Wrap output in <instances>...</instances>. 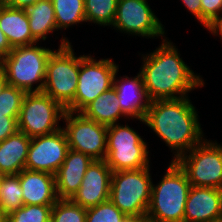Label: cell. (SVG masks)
<instances>
[{"label": "cell", "instance_id": "6da1fadb", "mask_svg": "<svg viewBox=\"0 0 222 222\" xmlns=\"http://www.w3.org/2000/svg\"><path fill=\"white\" fill-rule=\"evenodd\" d=\"M173 43L167 37L155 50L140 56L139 71L150 101L180 99L205 86L206 80L184 62Z\"/></svg>", "mask_w": 222, "mask_h": 222}, {"label": "cell", "instance_id": "7a4b0ae2", "mask_svg": "<svg viewBox=\"0 0 222 222\" xmlns=\"http://www.w3.org/2000/svg\"><path fill=\"white\" fill-rule=\"evenodd\" d=\"M200 117L189 96L150 101L142 124L171 149L172 161L200 144L206 137ZM174 155V156H173Z\"/></svg>", "mask_w": 222, "mask_h": 222}, {"label": "cell", "instance_id": "3957f363", "mask_svg": "<svg viewBox=\"0 0 222 222\" xmlns=\"http://www.w3.org/2000/svg\"><path fill=\"white\" fill-rule=\"evenodd\" d=\"M157 184L152 182L145 219L151 222H183L191 183L176 161H170Z\"/></svg>", "mask_w": 222, "mask_h": 222}, {"label": "cell", "instance_id": "277c9868", "mask_svg": "<svg viewBox=\"0 0 222 222\" xmlns=\"http://www.w3.org/2000/svg\"><path fill=\"white\" fill-rule=\"evenodd\" d=\"M41 44L37 42L13 47L9 54L0 60V67L6 74L8 85L25 92H42L47 62L56 49L46 48Z\"/></svg>", "mask_w": 222, "mask_h": 222}, {"label": "cell", "instance_id": "5b68a950", "mask_svg": "<svg viewBox=\"0 0 222 222\" xmlns=\"http://www.w3.org/2000/svg\"><path fill=\"white\" fill-rule=\"evenodd\" d=\"M63 36L58 49L48 59L42 92L66 109L74 101L76 94L80 56H76L70 39L64 34Z\"/></svg>", "mask_w": 222, "mask_h": 222}, {"label": "cell", "instance_id": "8992f818", "mask_svg": "<svg viewBox=\"0 0 222 222\" xmlns=\"http://www.w3.org/2000/svg\"><path fill=\"white\" fill-rule=\"evenodd\" d=\"M151 166L112 172L110 201L128 217L145 218L151 198Z\"/></svg>", "mask_w": 222, "mask_h": 222}, {"label": "cell", "instance_id": "52a82bcc", "mask_svg": "<svg viewBox=\"0 0 222 222\" xmlns=\"http://www.w3.org/2000/svg\"><path fill=\"white\" fill-rule=\"evenodd\" d=\"M148 142L136 129L116 123L107 126V150L105 161L112 172L136 170L151 166Z\"/></svg>", "mask_w": 222, "mask_h": 222}, {"label": "cell", "instance_id": "ba28073f", "mask_svg": "<svg viewBox=\"0 0 222 222\" xmlns=\"http://www.w3.org/2000/svg\"><path fill=\"white\" fill-rule=\"evenodd\" d=\"M88 53L80 55V71L74 101L66 111L80 113L101 93L113 87L115 73L119 69L113 59L100 58Z\"/></svg>", "mask_w": 222, "mask_h": 222}, {"label": "cell", "instance_id": "9c48e42d", "mask_svg": "<svg viewBox=\"0 0 222 222\" xmlns=\"http://www.w3.org/2000/svg\"><path fill=\"white\" fill-rule=\"evenodd\" d=\"M66 109L44 92H26L17 119L18 131L30 138L54 133Z\"/></svg>", "mask_w": 222, "mask_h": 222}, {"label": "cell", "instance_id": "30bf717a", "mask_svg": "<svg viewBox=\"0 0 222 222\" xmlns=\"http://www.w3.org/2000/svg\"><path fill=\"white\" fill-rule=\"evenodd\" d=\"M176 162L185 171L191 185L222 188V143L205 138Z\"/></svg>", "mask_w": 222, "mask_h": 222}, {"label": "cell", "instance_id": "8fae6325", "mask_svg": "<svg viewBox=\"0 0 222 222\" xmlns=\"http://www.w3.org/2000/svg\"><path fill=\"white\" fill-rule=\"evenodd\" d=\"M150 6L148 0H118L116 17L111 29L133 38L138 36L164 40L167 38L165 26Z\"/></svg>", "mask_w": 222, "mask_h": 222}, {"label": "cell", "instance_id": "7c38bea8", "mask_svg": "<svg viewBox=\"0 0 222 222\" xmlns=\"http://www.w3.org/2000/svg\"><path fill=\"white\" fill-rule=\"evenodd\" d=\"M62 122L69 149L85 153L93 160L105 159L107 126L71 111L65 112Z\"/></svg>", "mask_w": 222, "mask_h": 222}, {"label": "cell", "instance_id": "4fadbf2b", "mask_svg": "<svg viewBox=\"0 0 222 222\" xmlns=\"http://www.w3.org/2000/svg\"><path fill=\"white\" fill-rule=\"evenodd\" d=\"M69 144L63 129L31 138L25 169L55 175L63 164Z\"/></svg>", "mask_w": 222, "mask_h": 222}, {"label": "cell", "instance_id": "5bb4252c", "mask_svg": "<svg viewBox=\"0 0 222 222\" xmlns=\"http://www.w3.org/2000/svg\"><path fill=\"white\" fill-rule=\"evenodd\" d=\"M111 175L112 170L105 159L93 160L71 200L86 209L109 200Z\"/></svg>", "mask_w": 222, "mask_h": 222}, {"label": "cell", "instance_id": "9a60e30c", "mask_svg": "<svg viewBox=\"0 0 222 222\" xmlns=\"http://www.w3.org/2000/svg\"><path fill=\"white\" fill-rule=\"evenodd\" d=\"M115 73L113 88L119 99L122 112L129 118L142 121L149 109L150 100L147 96L144 81L140 71L134 77Z\"/></svg>", "mask_w": 222, "mask_h": 222}, {"label": "cell", "instance_id": "2e32d148", "mask_svg": "<svg viewBox=\"0 0 222 222\" xmlns=\"http://www.w3.org/2000/svg\"><path fill=\"white\" fill-rule=\"evenodd\" d=\"M222 219V191L191 185L183 222H212Z\"/></svg>", "mask_w": 222, "mask_h": 222}, {"label": "cell", "instance_id": "e0dca14e", "mask_svg": "<svg viewBox=\"0 0 222 222\" xmlns=\"http://www.w3.org/2000/svg\"><path fill=\"white\" fill-rule=\"evenodd\" d=\"M93 159L85 153L69 149L55 174L58 199H71L80 188L84 174Z\"/></svg>", "mask_w": 222, "mask_h": 222}, {"label": "cell", "instance_id": "ac0fdd59", "mask_svg": "<svg viewBox=\"0 0 222 222\" xmlns=\"http://www.w3.org/2000/svg\"><path fill=\"white\" fill-rule=\"evenodd\" d=\"M18 176L24 205H54L58 201L55 175L23 169Z\"/></svg>", "mask_w": 222, "mask_h": 222}, {"label": "cell", "instance_id": "d6986e66", "mask_svg": "<svg viewBox=\"0 0 222 222\" xmlns=\"http://www.w3.org/2000/svg\"><path fill=\"white\" fill-rule=\"evenodd\" d=\"M0 28L12 48L37 43L31 35L29 19L25 9L11 8L1 1Z\"/></svg>", "mask_w": 222, "mask_h": 222}, {"label": "cell", "instance_id": "ffe728a7", "mask_svg": "<svg viewBox=\"0 0 222 222\" xmlns=\"http://www.w3.org/2000/svg\"><path fill=\"white\" fill-rule=\"evenodd\" d=\"M31 138L21 131L0 142V171L4 175L18 174L25 169Z\"/></svg>", "mask_w": 222, "mask_h": 222}, {"label": "cell", "instance_id": "44dd1931", "mask_svg": "<svg viewBox=\"0 0 222 222\" xmlns=\"http://www.w3.org/2000/svg\"><path fill=\"white\" fill-rule=\"evenodd\" d=\"M84 117L94 120L99 124L110 126L120 123L121 120L130 119L122 112L119 99L112 87L106 92L101 93L95 100L88 104L81 112Z\"/></svg>", "mask_w": 222, "mask_h": 222}, {"label": "cell", "instance_id": "7402d4cb", "mask_svg": "<svg viewBox=\"0 0 222 222\" xmlns=\"http://www.w3.org/2000/svg\"><path fill=\"white\" fill-rule=\"evenodd\" d=\"M29 19L32 37L37 42H44L57 32L55 13L52 0H39L25 8ZM54 33V34H53Z\"/></svg>", "mask_w": 222, "mask_h": 222}, {"label": "cell", "instance_id": "603a6c76", "mask_svg": "<svg viewBox=\"0 0 222 222\" xmlns=\"http://www.w3.org/2000/svg\"><path fill=\"white\" fill-rule=\"evenodd\" d=\"M56 27L61 32L86 23L84 0H52Z\"/></svg>", "mask_w": 222, "mask_h": 222}, {"label": "cell", "instance_id": "cb8c5ba5", "mask_svg": "<svg viewBox=\"0 0 222 222\" xmlns=\"http://www.w3.org/2000/svg\"><path fill=\"white\" fill-rule=\"evenodd\" d=\"M118 0H84L86 23L111 27L114 23Z\"/></svg>", "mask_w": 222, "mask_h": 222}, {"label": "cell", "instance_id": "d4e9b609", "mask_svg": "<svg viewBox=\"0 0 222 222\" xmlns=\"http://www.w3.org/2000/svg\"><path fill=\"white\" fill-rule=\"evenodd\" d=\"M23 205L22 187L18 174L3 175L0 182V210L8 215Z\"/></svg>", "mask_w": 222, "mask_h": 222}, {"label": "cell", "instance_id": "484cf974", "mask_svg": "<svg viewBox=\"0 0 222 222\" xmlns=\"http://www.w3.org/2000/svg\"><path fill=\"white\" fill-rule=\"evenodd\" d=\"M50 222H86V208L71 199H58L52 206Z\"/></svg>", "mask_w": 222, "mask_h": 222}, {"label": "cell", "instance_id": "4316f807", "mask_svg": "<svg viewBox=\"0 0 222 222\" xmlns=\"http://www.w3.org/2000/svg\"><path fill=\"white\" fill-rule=\"evenodd\" d=\"M53 205H23L8 214V222H50Z\"/></svg>", "mask_w": 222, "mask_h": 222}, {"label": "cell", "instance_id": "83f0119b", "mask_svg": "<svg viewBox=\"0 0 222 222\" xmlns=\"http://www.w3.org/2000/svg\"><path fill=\"white\" fill-rule=\"evenodd\" d=\"M127 217L110 199L86 209V222H124Z\"/></svg>", "mask_w": 222, "mask_h": 222}, {"label": "cell", "instance_id": "f1b7e54d", "mask_svg": "<svg viewBox=\"0 0 222 222\" xmlns=\"http://www.w3.org/2000/svg\"><path fill=\"white\" fill-rule=\"evenodd\" d=\"M25 94L24 90L7 85L0 93V115L19 116Z\"/></svg>", "mask_w": 222, "mask_h": 222}, {"label": "cell", "instance_id": "f546056e", "mask_svg": "<svg viewBox=\"0 0 222 222\" xmlns=\"http://www.w3.org/2000/svg\"><path fill=\"white\" fill-rule=\"evenodd\" d=\"M201 26L203 28L222 13V0H200Z\"/></svg>", "mask_w": 222, "mask_h": 222}, {"label": "cell", "instance_id": "4dcf8cb0", "mask_svg": "<svg viewBox=\"0 0 222 222\" xmlns=\"http://www.w3.org/2000/svg\"><path fill=\"white\" fill-rule=\"evenodd\" d=\"M18 116L0 115V142L18 131Z\"/></svg>", "mask_w": 222, "mask_h": 222}, {"label": "cell", "instance_id": "1f68e13d", "mask_svg": "<svg viewBox=\"0 0 222 222\" xmlns=\"http://www.w3.org/2000/svg\"><path fill=\"white\" fill-rule=\"evenodd\" d=\"M185 9L192 14L201 25V2L200 0H180Z\"/></svg>", "mask_w": 222, "mask_h": 222}, {"label": "cell", "instance_id": "d6a6232c", "mask_svg": "<svg viewBox=\"0 0 222 222\" xmlns=\"http://www.w3.org/2000/svg\"><path fill=\"white\" fill-rule=\"evenodd\" d=\"M204 29L209 31L208 33L214 35L215 37H220V40L222 41V13L208 23Z\"/></svg>", "mask_w": 222, "mask_h": 222}, {"label": "cell", "instance_id": "836d02e7", "mask_svg": "<svg viewBox=\"0 0 222 222\" xmlns=\"http://www.w3.org/2000/svg\"><path fill=\"white\" fill-rule=\"evenodd\" d=\"M4 5L11 8L25 9L39 0H0Z\"/></svg>", "mask_w": 222, "mask_h": 222}, {"label": "cell", "instance_id": "e575fe53", "mask_svg": "<svg viewBox=\"0 0 222 222\" xmlns=\"http://www.w3.org/2000/svg\"><path fill=\"white\" fill-rule=\"evenodd\" d=\"M12 50L5 34L0 28V60L7 56L9 52Z\"/></svg>", "mask_w": 222, "mask_h": 222}, {"label": "cell", "instance_id": "d590c367", "mask_svg": "<svg viewBox=\"0 0 222 222\" xmlns=\"http://www.w3.org/2000/svg\"><path fill=\"white\" fill-rule=\"evenodd\" d=\"M8 85V80L6 78V74L4 70L0 67V93L4 90V88Z\"/></svg>", "mask_w": 222, "mask_h": 222}, {"label": "cell", "instance_id": "8d00e7d4", "mask_svg": "<svg viewBox=\"0 0 222 222\" xmlns=\"http://www.w3.org/2000/svg\"><path fill=\"white\" fill-rule=\"evenodd\" d=\"M145 218L127 217L124 222H143Z\"/></svg>", "mask_w": 222, "mask_h": 222}, {"label": "cell", "instance_id": "74e56055", "mask_svg": "<svg viewBox=\"0 0 222 222\" xmlns=\"http://www.w3.org/2000/svg\"><path fill=\"white\" fill-rule=\"evenodd\" d=\"M0 222H8V215L0 210Z\"/></svg>", "mask_w": 222, "mask_h": 222}, {"label": "cell", "instance_id": "f35d334b", "mask_svg": "<svg viewBox=\"0 0 222 222\" xmlns=\"http://www.w3.org/2000/svg\"><path fill=\"white\" fill-rule=\"evenodd\" d=\"M3 175L4 174L0 171V182H1V179H2Z\"/></svg>", "mask_w": 222, "mask_h": 222}, {"label": "cell", "instance_id": "ab89813d", "mask_svg": "<svg viewBox=\"0 0 222 222\" xmlns=\"http://www.w3.org/2000/svg\"><path fill=\"white\" fill-rule=\"evenodd\" d=\"M212 222H222V219H220V220H217V221H212Z\"/></svg>", "mask_w": 222, "mask_h": 222}]
</instances>
